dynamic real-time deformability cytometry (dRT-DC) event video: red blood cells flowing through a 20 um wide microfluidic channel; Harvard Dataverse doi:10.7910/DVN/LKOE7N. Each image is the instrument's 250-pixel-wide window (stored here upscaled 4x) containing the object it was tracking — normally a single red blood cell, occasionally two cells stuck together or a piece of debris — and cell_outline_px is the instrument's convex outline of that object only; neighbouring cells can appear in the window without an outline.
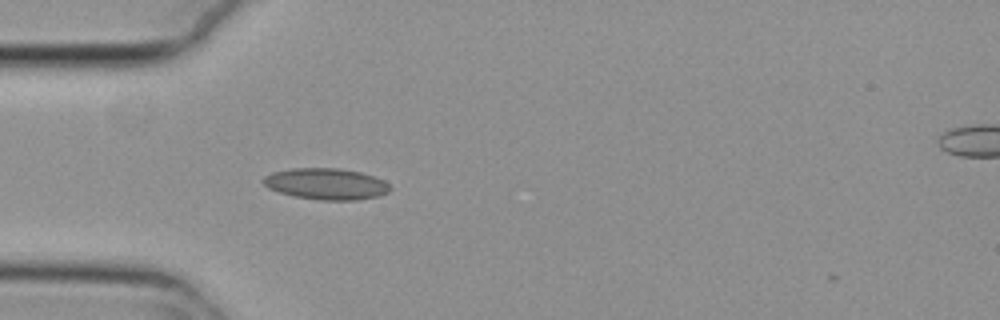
{"species": "common noctule bat (a hibernating species)", "species_latin": "Nyctalus noctula", "temperature_condition": "cold", "stored_images_in_passage": 2, "camera_frame_rate_fps": 3000, "um_per_image_px": 0.085, "animal": {"sex": "female", "body_mass_g": 29.2, "forearm_length_mm": 56.3}, "frame": {"image": 1, "passage_image": 1, "time_ms": 0.0, "image_size_px": [1000, 320], "cell_outline_px": [[392, 188], [388, 192], [380, 196], [356, 200], [320, 200], [296, 196], [280, 192], [268, 188], [260, 180], [264, 176], [272, 172], [292, 168], [340, 168], [360, 172], [384, 180]], "centroid_in_image_um": [27.72, 15.63], "position_along_channel_um": 57.3, "area_um2": 23.18}}